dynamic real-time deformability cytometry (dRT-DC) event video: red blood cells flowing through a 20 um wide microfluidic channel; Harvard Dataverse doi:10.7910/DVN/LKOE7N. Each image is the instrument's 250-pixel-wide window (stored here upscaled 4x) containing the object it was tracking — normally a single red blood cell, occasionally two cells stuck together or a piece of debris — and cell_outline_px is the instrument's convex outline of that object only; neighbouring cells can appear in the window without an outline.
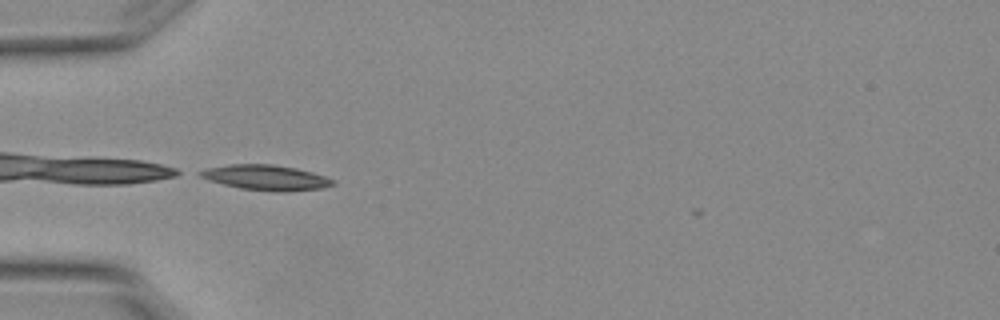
{"species": "Egyptian fruit bat (a non-hibernating species)", "species_latin": "Rousettus aegyptiacus", "temperature_condition": "warm", "stored_images_in_passage": 7, "camera_frame_rate_fps": 3000, "um_per_image_px": 0.085, "animal": {"sex": "female"}, "frame": {"image": 1, "passage_image": 5, "time_ms": 1.333, "image_size_px": [1000, 320], "cell_outline_px": [[336, 184], [324, 188], [288, 192], [276, 192], [240, 188], [208, 180], [200, 176], [196, 172], [204, 168], [228, 164], [272, 164], [296, 168], [312, 172], [336, 180]], "centroid_in_image_um": [22.62, 15.09], "position_along_channel_um": 62.4, "area_um2": 19.77}}
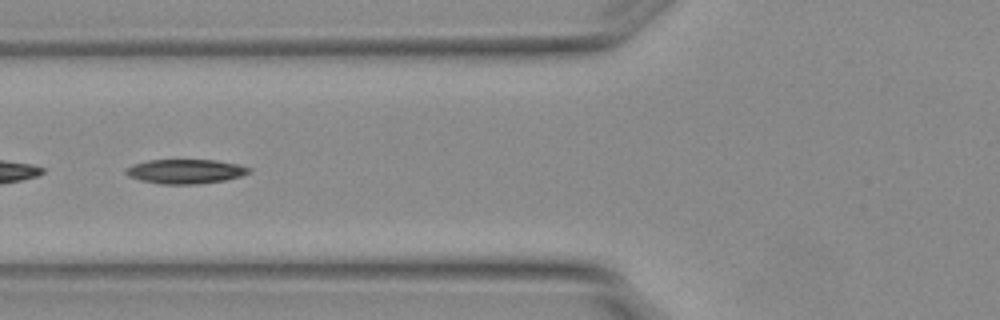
{"frame": {"image": 2, "passage_image": 6, "time_ms": 1.667, "image_size_px": [1000, 320], "cell_outline_px": [[252, 172], [240, 176], [224, 180], [196, 184], [160, 184], [140, 180], [128, 176], [124, 172], [124, 168], [132, 164], [148, 160], [216, 160], [240, 164], [252, 168]], "centroid_in_image_um": [15.75, 14.56], "position_along_channel_um": 110.0, "area_um2": 17.69}}
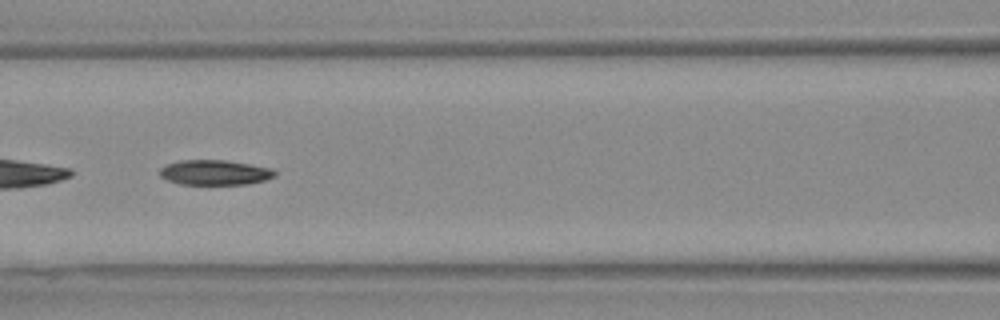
{"frame": {"image": 3, "passage_image": 7, "time_ms": 2.0, "image_size_px": [1000, 320], "cell_outline_px": [[276, 176], [264, 180], [248, 184], [180, 184], [168, 180], [160, 176], [160, 168], [168, 164], [180, 160], [224, 160], [248, 164], [268, 168], [276, 172]], "centroid_in_image_um": [18.23, 14.66], "position_along_channel_um": 148.4, "area_um2": 16.53}}